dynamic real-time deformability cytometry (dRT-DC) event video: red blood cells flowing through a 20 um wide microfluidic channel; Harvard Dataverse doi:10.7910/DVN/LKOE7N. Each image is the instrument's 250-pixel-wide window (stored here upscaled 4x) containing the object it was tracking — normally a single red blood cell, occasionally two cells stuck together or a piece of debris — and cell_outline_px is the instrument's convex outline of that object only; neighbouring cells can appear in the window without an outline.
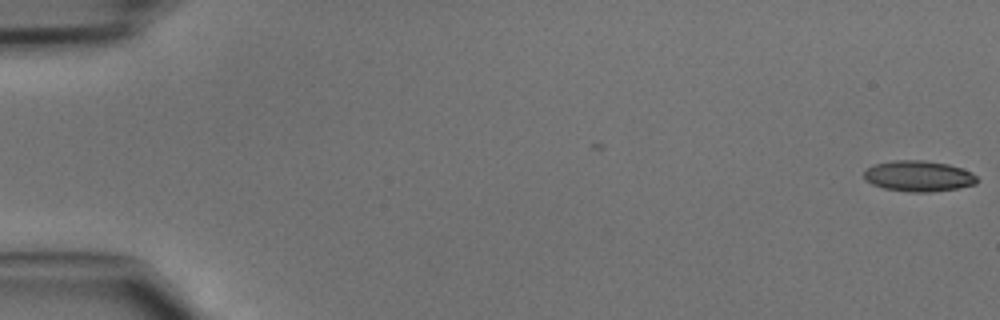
{"species": "common noctule bat (a hibernating species)", "species_latin": "Nyctalus noctula", "temperature_condition": "cold", "stored_images_in_passage": 47, "camera_frame_rate_fps": 3000, "um_per_image_px": 0.085, "animal": {"sex": "male", "body_mass_g": 15.6}, "frame": {"image": 1, "passage_image": 1, "time_ms": 0.0, "image_size_px": [1000, 320], "cell_outline_px": [[980, 180], [976, 184], [956, 188], [932, 192], [908, 192], [884, 188], [872, 184], [864, 180], [864, 172], [872, 164], [896, 160], [924, 160], [948, 164], [972, 172]], "centroid_in_image_um": [78.07, 14.97], "position_along_channel_um": 6.9, "area_um2": 20.4}}
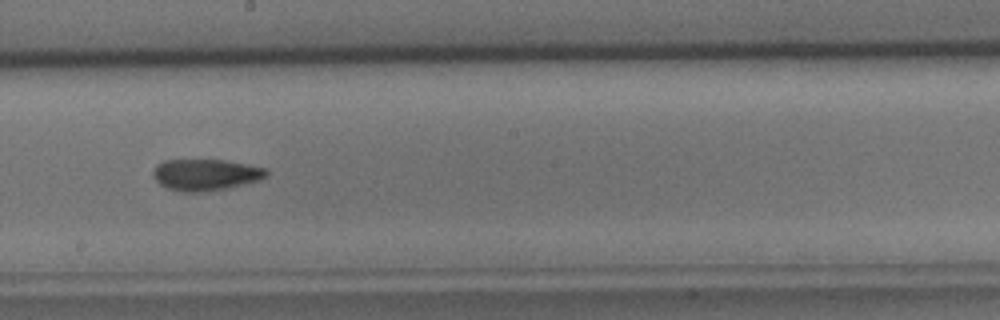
{"frame": {"image": 2, "passage_image": 27, "time_ms": 8.667, "image_size_px": [1000, 320], "cell_outline_px": [[268, 176], [260, 180], [228, 188], [200, 192], [180, 192], [168, 188], [160, 184], [156, 180], [152, 172], [156, 164], [164, 160], [224, 160], [248, 164], [268, 168]], "centroid_in_image_um": [17.5, 14.85], "position_along_channel_um": 230.7, "area_um2": 20.92}}
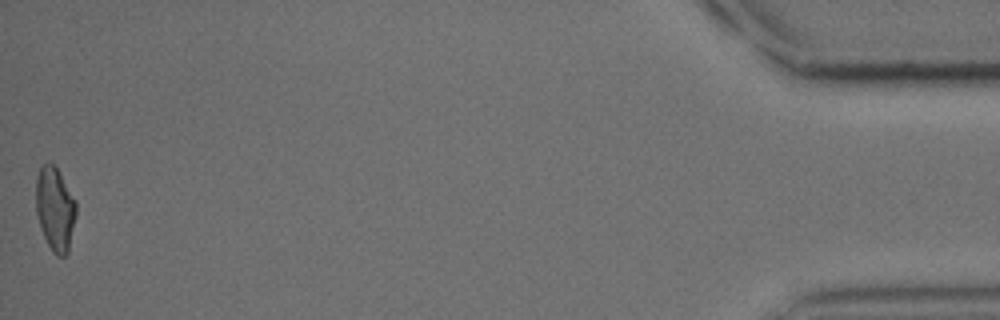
{"frame": {"image": 3, "passage_image": 47, "time_ms": 15.333, "image_size_px": [1000, 320], "cell_outline_px": [[76, 216], [68, 252], [64, 256], [56, 256], [52, 252], [44, 236], [36, 212], [36, 176], [40, 168], [44, 164], [52, 164], [56, 168], [76, 200]], "centroid_in_image_um": [4.69, 17.78], "position_along_channel_um": 430.5, "area_um2": 19.42}}